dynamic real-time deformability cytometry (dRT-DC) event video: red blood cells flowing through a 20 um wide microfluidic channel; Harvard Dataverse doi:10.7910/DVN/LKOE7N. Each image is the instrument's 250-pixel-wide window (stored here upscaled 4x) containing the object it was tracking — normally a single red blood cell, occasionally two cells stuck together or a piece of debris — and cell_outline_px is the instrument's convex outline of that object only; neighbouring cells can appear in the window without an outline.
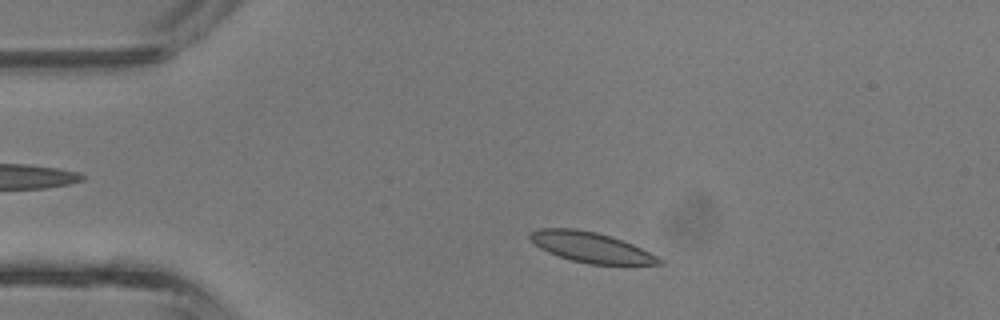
{"species": "common noctule bat (a hibernating species)", "species_latin": "Nyctalus noctula", "temperature_condition": "room temperature", "stored_images_in_passage": 38, "camera_frame_rate_fps": 3000, "um_per_image_px": 0.085, "animal": {"sex": "male", "body_mass_g": 13.3}, "frame": {"image": 1, "passage_image": 4, "time_ms": 1.0, "image_size_px": [1000, 320], "cell_outline_px": [[664, 264], [588, 264], [572, 260], [548, 252], [540, 248], [528, 236], [528, 232], [536, 228], [576, 228], [596, 232], [612, 236], [624, 240], [664, 260]], "centroid_in_image_um": [50.2, 21.0], "position_along_channel_um": 34.8, "area_um2": 22.72}}
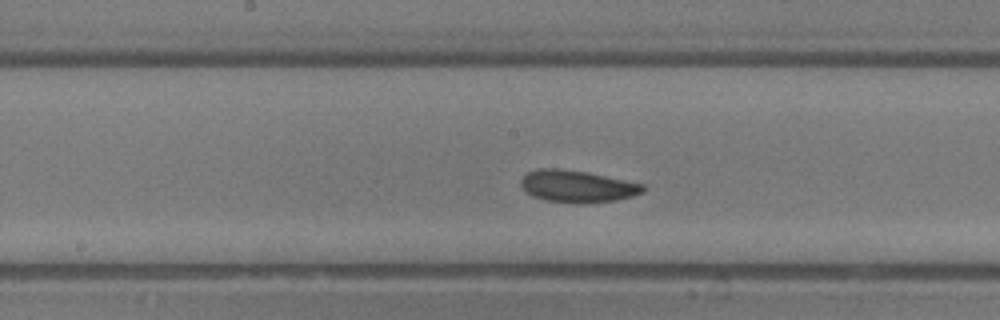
{"frame": {"image": 2, "passage_image": 17, "time_ms": 5.333, "image_size_px": [1000, 320], "cell_outline_px": [[644, 192], [632, 196], [616, 200], [584, 204], [580, 204], [544, 200], [532, 196], [520, 184], [520, 180], [528, 172], [536, 168], [560, 168], [584, 172], [644, 184]], "centroid_in_image_um": [49.05, 15.84], "position_along_channel_um": 199.2, "area_um2": 22.72}}
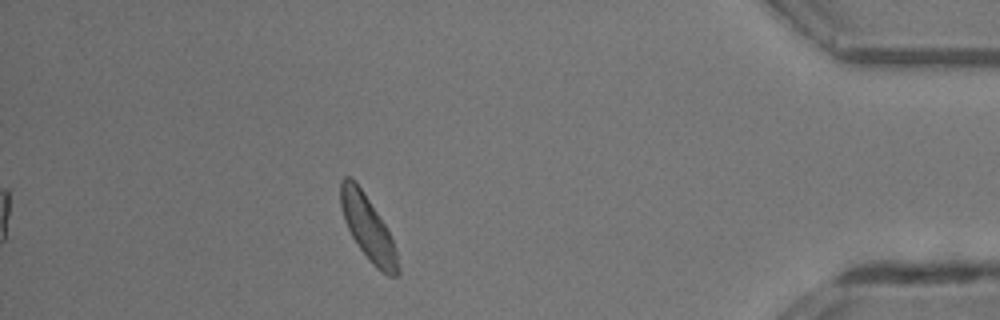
{"frame": {"image": 3, "passage_image": 33, "time_ms": 10.667, "image_size_px": [1000, 320], "cell_outline_px": [[400, 276], [388, 276], [380, 272], [368, 260], [352, 236], [344, 220], [340, 208], [340, 180], [344, 176], [352, 176], [356, 180], [384, 224], [396, 248], [400, 268]], "centroid_in_image_um": [31.27, 19.38], "position_along_channel_um": 403.9, "area_um2": 21.62}, "authors_computed_cell_mechanics": {"area_um2": 21.9351, "velocity_mm_per_s": 4.7585, "shape_relaxation_time_tau1_ms": 2.041, "shape_relaxation_time_tau2_ms": 1.6736, "deformation_change_tau1": 0.0747, "deformation_change_tau2": 0.0477}}